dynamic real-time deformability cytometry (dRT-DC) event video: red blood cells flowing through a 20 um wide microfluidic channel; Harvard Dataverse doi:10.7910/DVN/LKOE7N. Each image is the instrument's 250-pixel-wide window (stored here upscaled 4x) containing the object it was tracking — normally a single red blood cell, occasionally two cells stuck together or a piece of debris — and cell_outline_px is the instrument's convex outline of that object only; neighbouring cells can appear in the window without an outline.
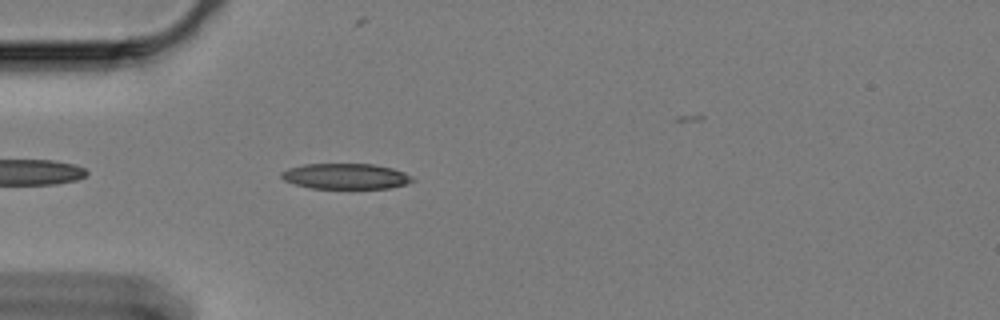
{"species": "Egyptian fruit bat (a non-hibernating species)", "species_latin": "Rousettus aegyptiacus", "temperature_condition": "cold", "stored_images_in_passage": 19, "camera_frame_rate_fps": 3000, "um_per_image_px": 0.085, "animal": {"sex": "female"}, "frame": {"image": 1, "passage_image": 4, "time_ms": 1.0, "image_size_px": [1000, 320], "cell_outline_px": [[416, 180], [408, 184], [388, 188], [312, 188], [296, 184], [284, 180], [280, 176], [280, 172], [288, 168], [304, 164], [372, 164], [392, 168], [404, 172], [412, 176]], "centroid_in_image_um": [29.4, 14.98], "position_along_channel_um": 55.6, "area_um2": 19.54}}
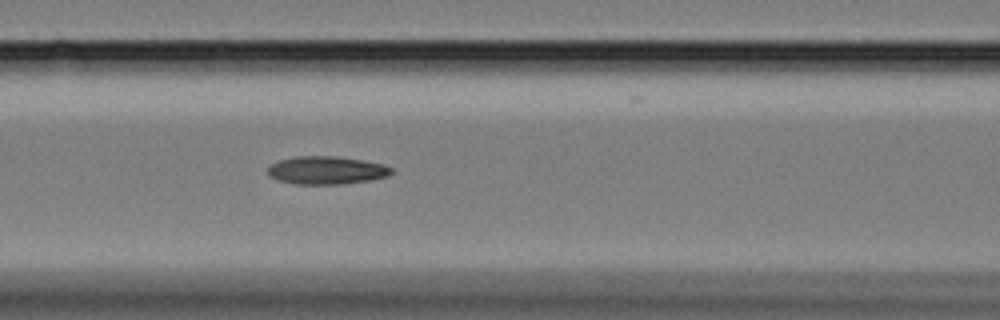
{"frame": {"image": 2, "passage_image": 12, "time_ms": 3.667, "image_size_px": [1000, 320], "cell_outline_px": [[392, 172], [388, 176], [368, 180], [340, 184], [296, 184], [276, 180], [268, 172], [268, 168], [272, 164], [280, 160], [296, 156], [336, 156], [384, 164], [392, 168]], "centroid_in_image_um": [27.75, 14.47], "position_along_channel_um": 138.9, "area_um2": 19.94}}
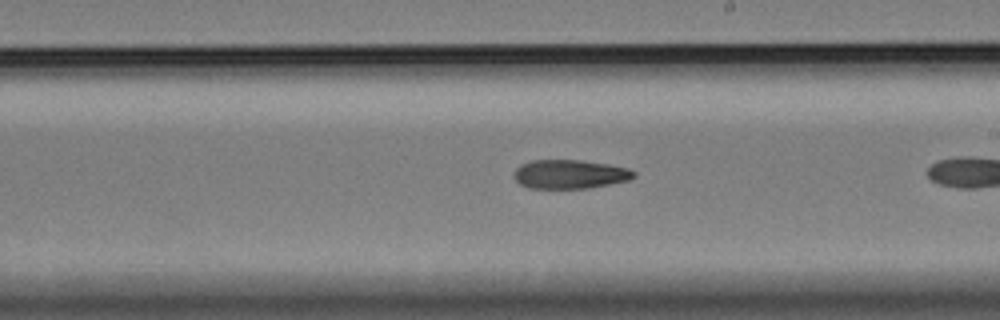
{"frame": {"image": 3, "passage_image": 18, "time_ms": 5.667, "image_size_px": [1000, 320], "cell_outline_px": [[636, 176], [628, 180], [588, 188], [528, 188], [520, 184], [516, 180], [516, 168], [520, 164], [532, 160], [580, 160], [608, 164], [628, 168], [636, 172]], "centroid_in_image_um": [48.45, 14.8], "position_along_channel_um": 240.6, "area_um2": 20.06}}